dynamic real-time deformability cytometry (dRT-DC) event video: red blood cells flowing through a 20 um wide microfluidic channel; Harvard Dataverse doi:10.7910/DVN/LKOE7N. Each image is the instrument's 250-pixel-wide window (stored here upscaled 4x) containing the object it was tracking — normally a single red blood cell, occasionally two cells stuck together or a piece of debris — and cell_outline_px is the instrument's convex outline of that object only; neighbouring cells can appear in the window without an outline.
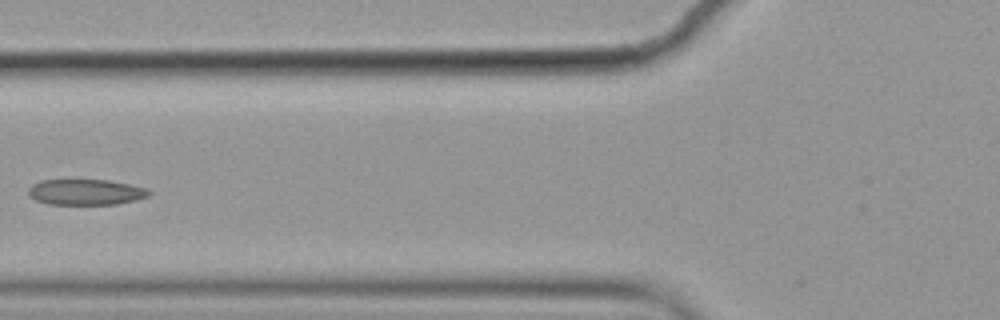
{"species": "common noctule bat (a hibernating species)", "species_latin": "Nyctalus noctula", "temperature_condition": "cold", "stored_images_in_passage": 5, "camera_frame_rate_fps": 3000, "um_per_image_px": 0.085, "animal": {"sex": "female", "body_mass_g": 19.9}, "frame": {"image": 1, "passage_image": 5, "time_ms": 1.333, "image_size_px": [1000, 320], "cell_outline_px": [[152, 192], [148, 196], [136, 200], [116, 204], [48, 204], [36, 200], [28, 196], [28, 188], [32, 184], [40, 180], [108, 180], [148, 188]], "centroid_in_image_um": [7.28, 16.32], "position_along_channel_um": 118.5, "area_um2": 18.15}}